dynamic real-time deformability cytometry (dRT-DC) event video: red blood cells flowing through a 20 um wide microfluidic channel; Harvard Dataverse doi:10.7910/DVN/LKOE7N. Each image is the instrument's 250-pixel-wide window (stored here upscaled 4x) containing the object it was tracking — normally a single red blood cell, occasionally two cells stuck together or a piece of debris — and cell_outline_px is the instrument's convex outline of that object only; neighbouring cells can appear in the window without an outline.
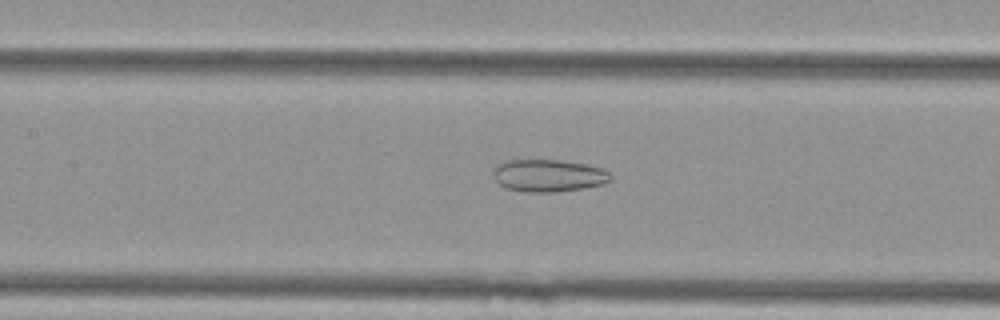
{"species": "Egyptian fruit bat (a non-hibernating species)", "species_latin": "Rousettus aegyptiacus", "temperature_condition": "cold", "stored_images_in_passage": 54, "camera_frame_rate_fps": 3000, "um_per_image_px": 0.085, "animal": {"sex": "female"}, "frame": {"image": 1, "passage_image": 25, "time_ms": 8.0, "image_size_px": [1000, 320], "cell_outline_px": [[612, 180], [604, 184], [584, 188], [552, 192], [524, 192], [504, 188], [492, 176], [492, 172], [504, 160], [560, 160], [584, 164], [600, 168], [608, 172], [612, 176]], "centroid_in_image_um": [46.61, 14.93], "position_along_channel_um": 160.8, "area_um2": 22.14}}
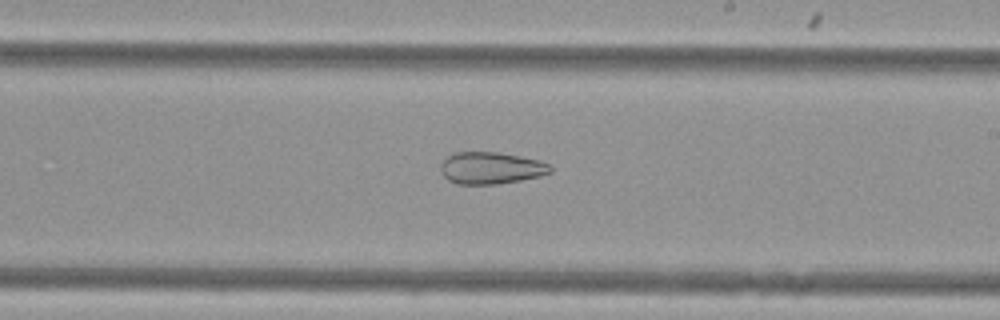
{"frame": {"image": 2, "passage_image": 32, "time_ms": 10.333, "image_size_px": [1000, 320], "cell_outline_px": [[552, 172], [540, 176], [520, 180], [496, 184], [456, 184], [448, 180], [440, 172], [440, 164], [452, 152], [500, 152], [540, 160], [552, 164]], "centroid_in_image_um": [41.74, 14.27], "position_along_channel_um": 247.3, "area_um2": 20.69}}
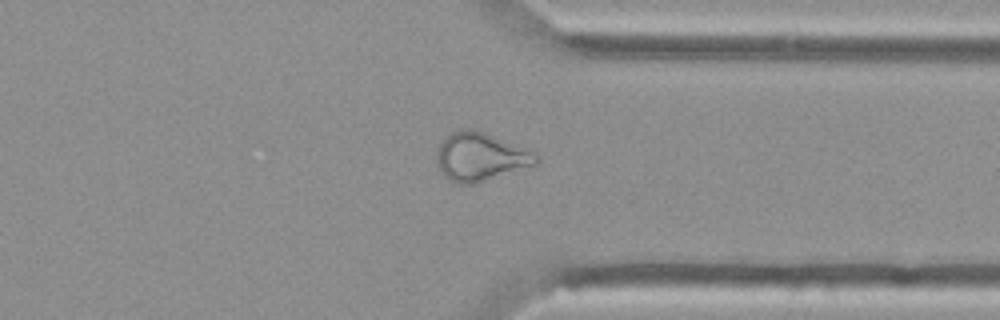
{"frame": {"image": 3, "passage_image": 42, "time_ms": 13.667, "image_size_px": [1000, 320], "cell_outline_px": [[540, 160], [536, 164], [476, 184], [460, 184], [448, 180], [440, 172], [436, 160], [436, 152], [440, 144], [452, 132], [468, 128], [484, 132], [528, 148], [536, 152]], "centroid_in_image_um": [40.85, 13.34], "position_along_channel_um": 370.5, "area_um2": 28.15}}